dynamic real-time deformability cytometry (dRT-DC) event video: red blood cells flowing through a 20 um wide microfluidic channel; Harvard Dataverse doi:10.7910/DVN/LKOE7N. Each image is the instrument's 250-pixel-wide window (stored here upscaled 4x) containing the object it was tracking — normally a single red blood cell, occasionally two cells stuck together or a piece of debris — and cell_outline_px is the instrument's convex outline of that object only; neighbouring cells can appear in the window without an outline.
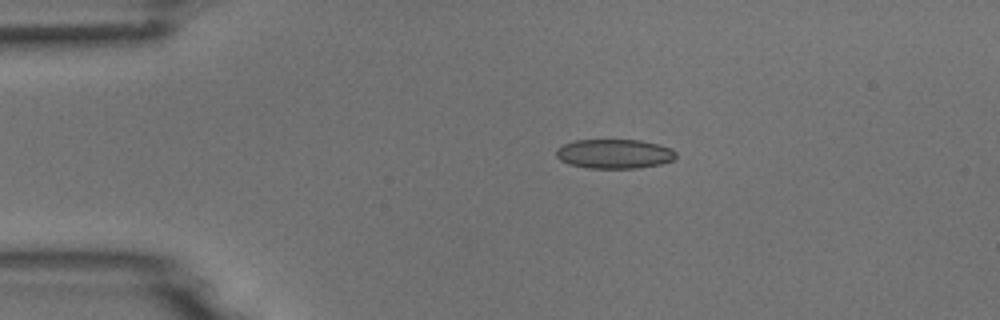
{"species": "common noctule bat (a hibernating species)", "species_latin": "Nyctalus noctula", "temperature_condition": "room temperature", "stored_images_in_passage": 43, "camera_frame_rate_fps": 3000, "um_per_image_px": 0.085, "animal": {"sex": "male", "body_mass_g": 18.8}, "frame": {"image": 1, "passage_image": 1, "time_ms": 0.0, "image_size_px": [1000, 320], "cell_outline_px": [[676, 156], [672, 160], [660, 164], [640, 168], [588, 168], [568, 164], [560, 160], [556, 156], [556, 148], [564, 144], [576, 140], [640, 140], [660, 144], [672, 148], [676, 152]], "centroid_in_image_um": [52.22, 13.07], "position_along_channel_um": 32.8, "area_um2": 20.63}}
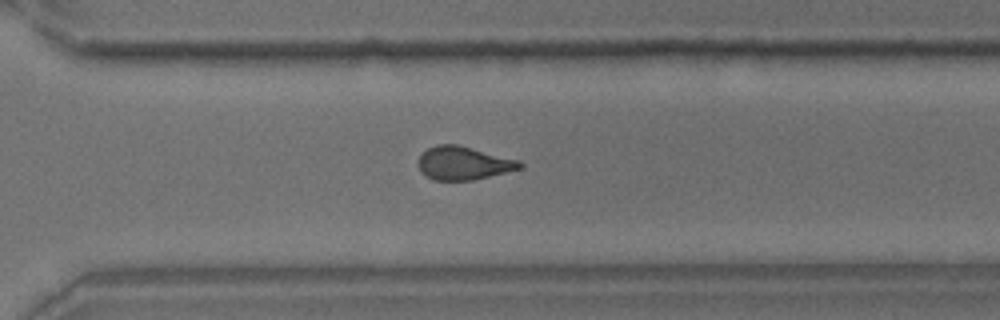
{"frame": {"image": 2, "passage_image": 28, "time_ms": 9.0, "image_size_px": [1000, 320], "cell_outline_px": [[524, 164], [520, 168], [472, 180], [436, 180], [420, 172], [416, 160], [428, 148], [436, 144], [456, 144], [520, 160]], "centroid_in_image_um": [39.36, 13.85], "position_along_channel_um": 331.2, "area_um2": 19.54}}
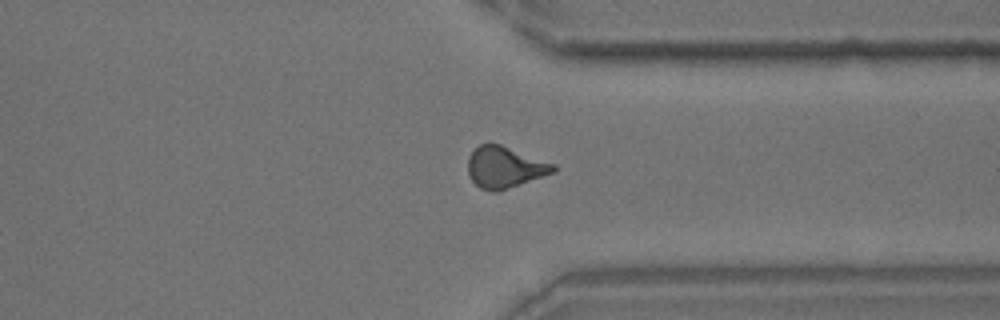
{"frame": {"image": 3, "passage_image": 31, "time_ms": 10.0, "image_size_px": [1000, 320], "cell_outline_px": [[556, 172], [496, 192], [492, 192], [480, 188], [472, 180], [468, 172], [468, 156], [480, 144], [488, 140], [500, 144], [556, 164]], "centroid_in_image_um": [42.9, 14.19], "position_along_channel_um": 368.5, "area_um2": 20.81}}